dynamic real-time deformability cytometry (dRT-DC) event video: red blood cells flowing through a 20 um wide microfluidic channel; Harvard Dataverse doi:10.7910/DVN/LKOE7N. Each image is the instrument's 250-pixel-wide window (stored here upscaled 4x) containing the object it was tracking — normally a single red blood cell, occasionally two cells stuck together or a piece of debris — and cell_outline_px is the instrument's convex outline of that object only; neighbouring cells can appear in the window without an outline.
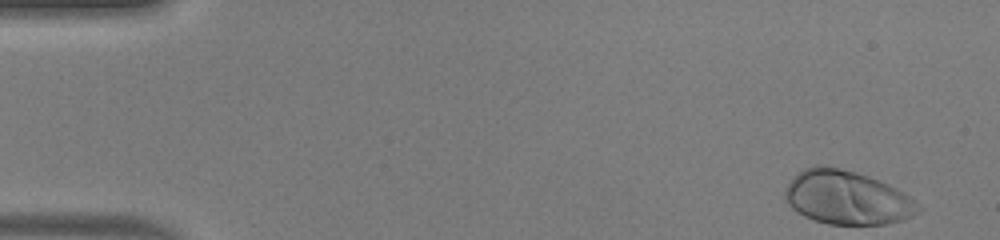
{"species": "human", "species_latin": "Homo sapiens", "temperature_condition": "warm", "stored_images_in_passage": 47, "camera_frame_rate_fps": 3000, "um_per_image_px": 0.085, "donor": {"sex": "male"}, "frame": {"image": 1, "passage_image": 1, "time_ms": 0.0, "image_size_px": [1000, 240], "cell_outline_px": [[924, 208], [912, 216], [904, 220], [888, 224], [828, 224], [804, 216], [796, 212], [788, 204], [784, 196], [784, 192], [788, 184], [804, 168], [816, 164], [840, 168], [856, 172], [880, 180], [904, 192]], "centroid_in_image_um": [72.02, 16.8], "position_along_channel_um": 13.0, "area_um2": 41.79}}
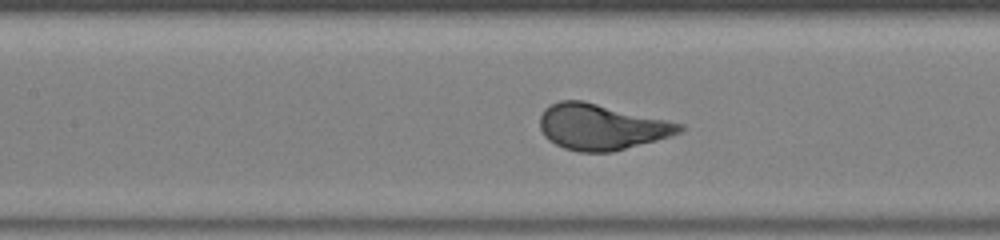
{"frame": {"image": 2, "passage_image": 21, "time_ms": 6.667, "image_size_px": [1000, 240], "cell_outline_px": [[684, 128], [680, 132], [656, 140], [612, 152], [580, 152], [564, 148], [548, 140], [544, 136], [540, 128], [540, 116], [544, 108], [560, 100], [584, 100], [684, 124]], "centroid_in_image_um": [51.08, 10.78], "position_along_channel_um": 156.3, "area_um2": 37.17}}
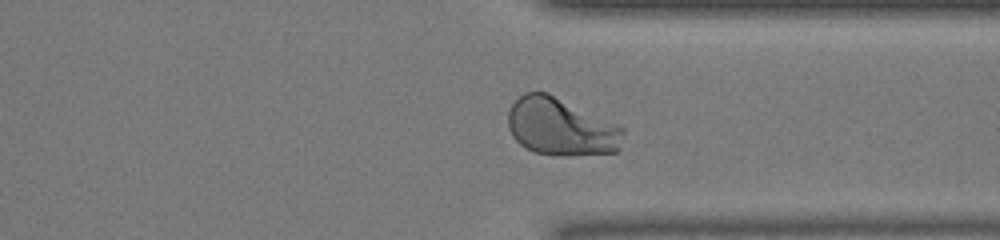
{"frame": {"image": 3, "passage_image": 36, "time_ms": 11.667, "image_size_px": [1000, 240], "cell_outline_px": [[624, 132], [620, 148], [616, 152], [572, 156], [556, 156], [536, 152], [520, 144], [512, 136], [508, 128], [508, 112], [512, 104], [524, 92], [548, 92], [616, 124], [624, 128]], "centroid_in_image_um": [47.68, 10.8], "position_along_channel_um": 363.7, "area_um2": 38.73}, "authors_computed_cell_mechanics": {"area_um2": 37.6856, "velocity_mm_per_s": 4.1555, "shape_relaxation_time_tau1_ms": 2.0108, "shape_relaxation_time_tau2_ms": null, "deformation_change_tau1": 0.1755, "deformation_change_tau2": null}}